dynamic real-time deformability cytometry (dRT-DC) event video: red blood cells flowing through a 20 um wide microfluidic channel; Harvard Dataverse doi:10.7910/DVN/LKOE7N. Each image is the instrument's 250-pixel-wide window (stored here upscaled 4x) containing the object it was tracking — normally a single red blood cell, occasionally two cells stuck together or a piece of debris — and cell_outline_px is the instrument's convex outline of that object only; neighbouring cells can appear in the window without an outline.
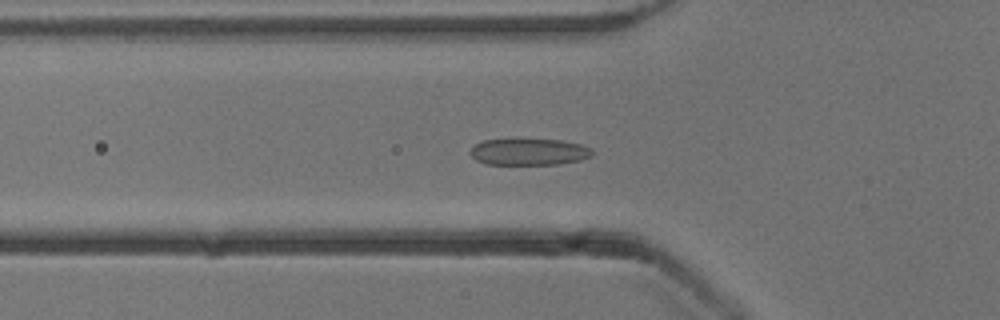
{"species": "common noctule bat (a hibernating species)", "species_latin": "Nyctalus noctula", "temperature_condition": "cold", "stored_images_in_passage": 54, "camera_frame_rate_fps": 3000, "um_per_image_px": 0.085, "animal": {"sex": "male", "body_mass_g": 13.3}, "frame": {"image": 1, "passage_image": 19, "time_ms": 6.0, "image_size_px": [1000, 320], "cell_outline_px": [[592, 156], [580, 160], [560, 164], [488, 164], [476, 160], [468, 152], [476, 144], [484, 140], [560, 140], [580, 144], [592, 148]], "centroid_in_image_um": [44.98, 12.92], "position_along_channel_um": 80.8, "area_um2": 18.67}}
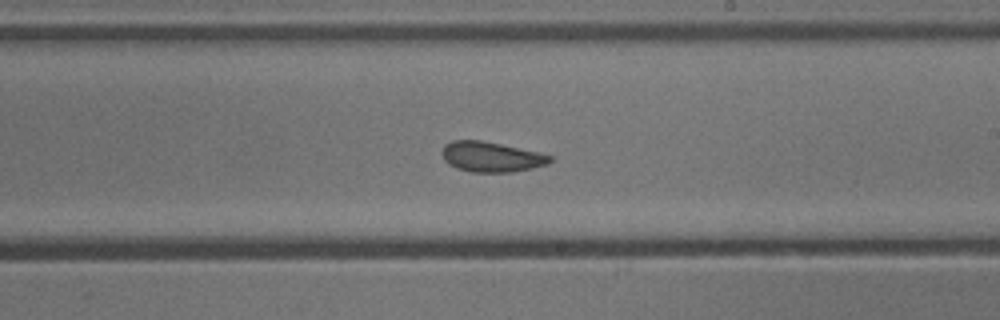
{"frame": {"image": 2, "passage_image": 32, "time_ms": 10.333, "image_size_px": [1000, 320], "cell_outline_px": [[552, 160], [548, 164], [532, 168], [512, 172], [472, 172], [456, 168], [448, 164], [444, 160], [440, 152], [444, 144], [452, 140], [480, 140], [500, 144], [536, 152], [552, 156]], "centroid_in_image_um": [41.7, 13.33], "position_along_channel_um": 247.3, "area_um2": 18.96}}
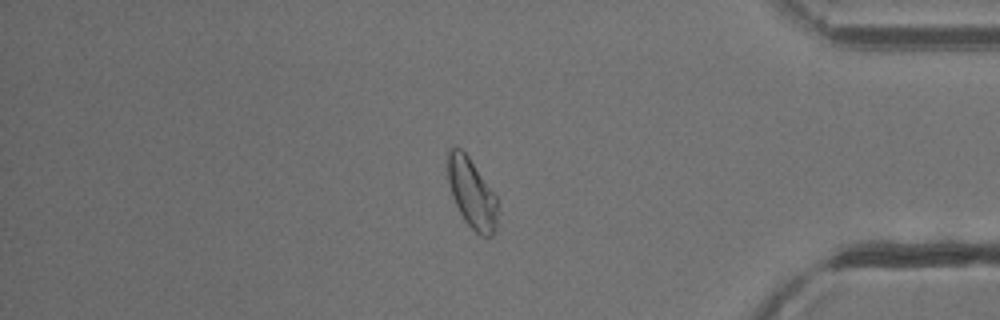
{"frame": {"image": 3, "passage_image": 46, "time_ms": 15.0, "image_size_px": [1000, 320], "cell_outline_px": [[496, 228], [492, 236], [480, 236], [464, 220], [456, 204], [448, 184], [448, 152], [452, 148], [460, 148], [468, 156], [496, 196]], "centroid_in_image_um": [40.09, 16.45], "position_along_channel_um": 395.1, "area_um2": 19.71}, "authors_computed_cell_mechanics": {"area_um2": 20.0855, "velocity_mm_per_s": 3.8213, "shape_relaxation_time_tau1_ms": 6.1762, "shape_relaxation_time_tau2_ms": 1.6681, "deformation_change_tau1": 0.1455, "deformation_change_tau2": 0.0862}}